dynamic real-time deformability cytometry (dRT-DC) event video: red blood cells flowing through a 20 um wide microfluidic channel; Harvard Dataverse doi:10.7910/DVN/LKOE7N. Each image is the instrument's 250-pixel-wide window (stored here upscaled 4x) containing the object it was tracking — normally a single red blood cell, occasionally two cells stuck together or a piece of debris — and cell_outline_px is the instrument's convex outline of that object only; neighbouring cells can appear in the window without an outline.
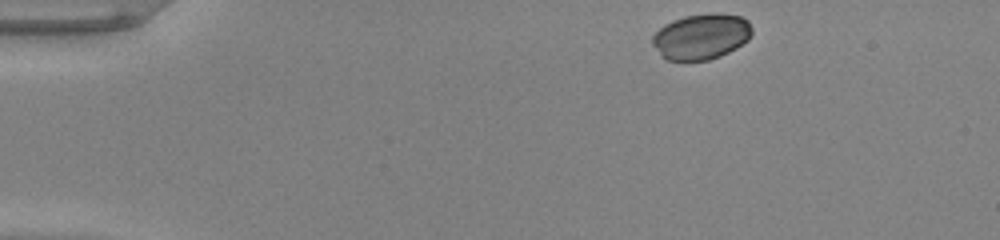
{"species": "common noctule bat (a hibernating species)", "species_latin": "Nyctalus noctula", "temperature_condition": "warm", "stored_images_in_passage": 45, "camera_frame_rate_fps": 3000, "um_per_image_px": 0.085, "animal": {"sex": "male", "body_mass_g": 20.0, "forearm_length_mm": 53.3}, "frame": {"image": 1, "passage_image": 1, "time_ms": 0.0, "image_size_px": [1000, 240], "cell_outline_px": [[752, 32], [748, 40], [736, 48], [720, 56], [708, 60], [668, 60], [660, 56], [652, 44], [652, 36], [664, 24], [672, 20], [684, 16], [712, 12], [716, 12], [740, 16], [748, 20], [752, 28]], "centroid_in_image_um": [59.6, 3.09], "position_along_channel_um": 25.4, "area_um2": 26.7}}
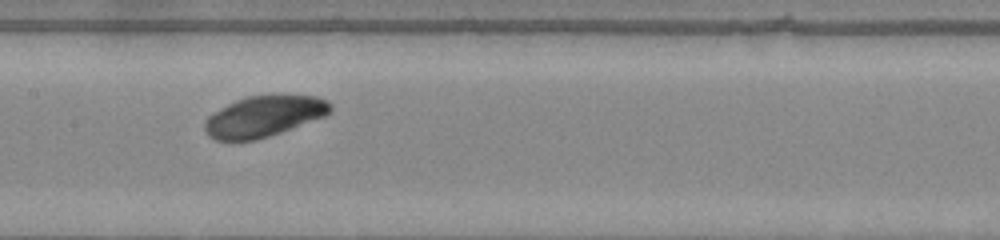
{"frame": {"image": 2, "passage_image": 20, "time_ms": 6.333, "image_size_px": [1000, 240], "cell_outline_px": [[332, 112], [324, 116], [280, 132], [256, 140], [216, 140], [208, 136], [204, 128], [204, 120], [208, 116], [228, 104], [236, 100], [248, 96], [316, 96], [328, 100], [332, 104]], "centroid_in_image_um": [22.43, 9.89], "position_along_channel_um": 185.0, "area_um2": 29.54}}
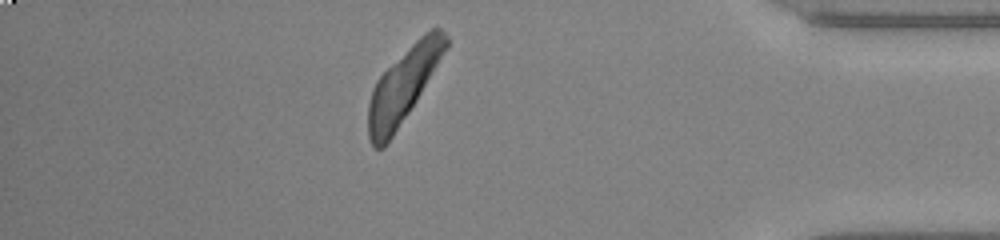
{"frame": {"image": 3, "passage_image": 39, "time_ms": 12.667, "image_size_px": [1000, 240], "cell_outline_px": [[448, 48], [416, 100], [384, 148], [372, 148], [368, 136], [368, 104], [372, 88], [376, 80], [424, 32], [432, 28], [440, 28], [448, 36]], "centroid_in_image_um": [34.27, 7.26], "position_along_channel_um": 400.9, "area_um2": 32.89}}